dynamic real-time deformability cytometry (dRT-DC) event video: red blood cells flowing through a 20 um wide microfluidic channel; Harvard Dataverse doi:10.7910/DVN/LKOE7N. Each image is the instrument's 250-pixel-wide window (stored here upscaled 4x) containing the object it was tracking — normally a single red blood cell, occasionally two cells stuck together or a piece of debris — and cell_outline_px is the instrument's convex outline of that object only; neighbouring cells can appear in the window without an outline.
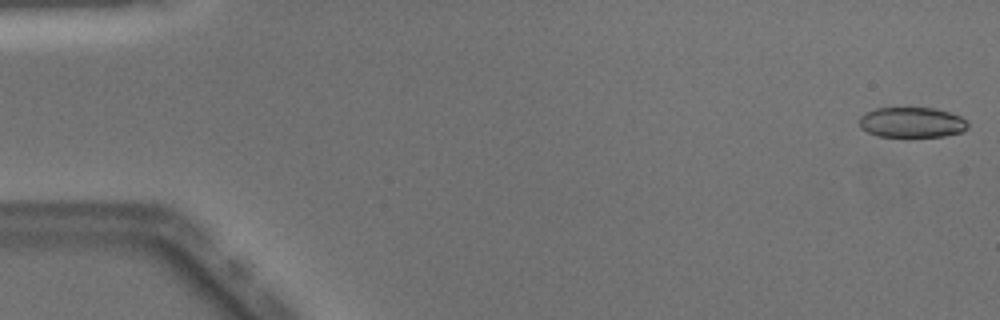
{"species": "Egyptian fruit bat (a non-hibernating species)", "species_latin": "Rousettus aegyptiacus", "temperature_condition": "warm", "stored_images_in_passage": 49, "camera_frame_rate_fps": 3000, "um_per_image_px": 0.085, "animal": {"sex": "male"}, "frame": {"image": 1, "passage_image": 1, "time_ms": 0.0, "image_size_px": [1000, 320], "cell_outline_px": [[968, 128], [964, 132], [944, 136], [876, 136], [860, 128], [860, 116], [864, 112], [876, 108], [936, 108], [960, 116], [968, 120]], "centroid_in_image_um": [77.53, 10.4], "position_along_channel_um": 7.5, "area_um2": 19.31}}
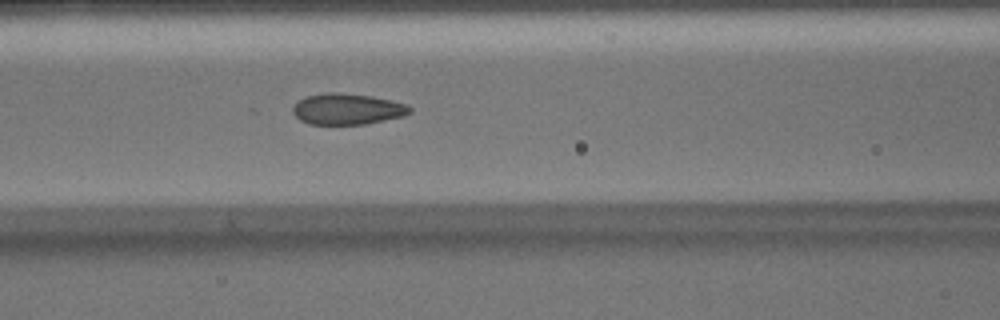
{"frame": {"image": 2, "passage_image": 21, "time_ms": 6.667, "image_size_px": [1000, 320], "cell_outline_px": [[412, 112], [404, 116], [368, 124], [308, 124], [300, 120], [292, 112], [292, 108], [300, 100], [308, 96], [328, 92], [336, 92], [372, 96], [392, 100], [408, 104], [412, 108]], "centroid_in_image_um": [29.58, 9.27], "position_along_channel_um": 137.0, "area_um2": 21.27}}
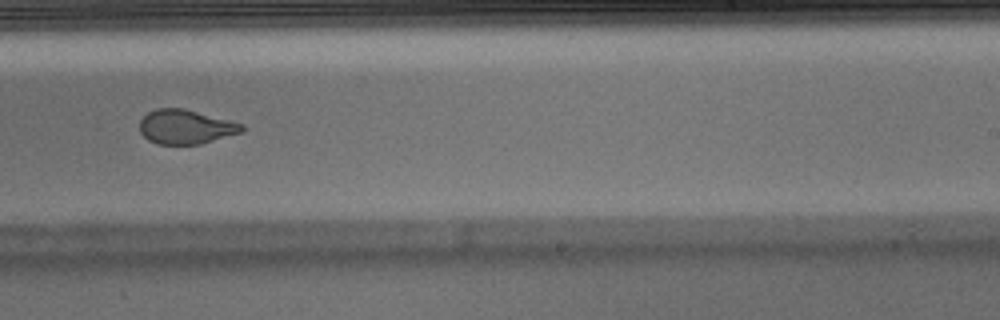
{"frame": {"image": 3, "passage_image": 31, "time_ms": 10.0, "image_size_px": [1000, 320], "cell_outline_px": [[244, 128], [240, 132], [200, 144], [156, 144], [148, 140], [140, 132], [140, 120], [148, 112], [156, 108], [184, 108], [232, 120], [244, 124]], "centroid_in_image_um": [15.77, 10.77], "position_along_channel_um": 273.2, "area_um2": 20.46}, "authors_computed_cell_mechanics": {"area_um2": 21.3282, "velocity_mm_per_s": 4.0878, "shape_relaxation_time_tau1_ms": 7.6917, "shape_relaxation_time_tau2_ms": null, "deformation_change_tau1": 0.2148, "deformation_change_tau2": null}}